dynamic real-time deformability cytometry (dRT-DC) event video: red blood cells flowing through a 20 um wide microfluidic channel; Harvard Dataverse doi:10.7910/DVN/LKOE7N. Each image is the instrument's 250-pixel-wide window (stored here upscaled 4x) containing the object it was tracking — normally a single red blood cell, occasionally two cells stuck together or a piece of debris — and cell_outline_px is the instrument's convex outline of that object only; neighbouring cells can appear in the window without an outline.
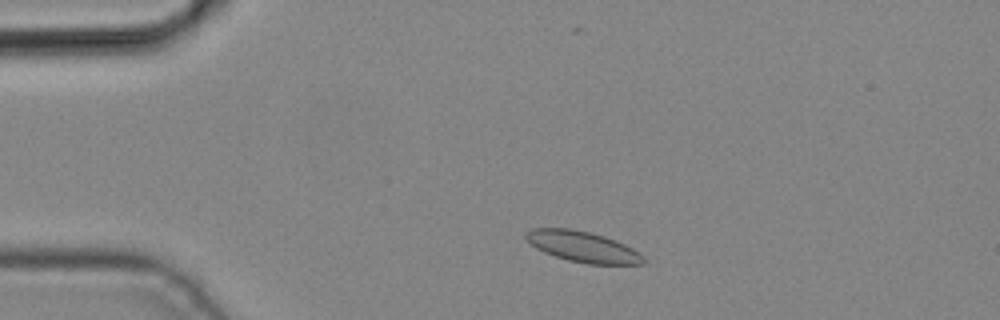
{"species": "common noctule bat (a hibernating species)", "species_latin": "Nyctalus noctula", "temperature_condition": "cold", "stored_images_in_passage": 2, "camera_frame_rate_fps": 3000, "um_per_image_px": 0.085, "animal": {"sex": "male", "body_mass_g": 19.2, "forearm_length_mm": 51.8}, "frame": {"image": 1, "passage_image": 1, "time_ms": 0.0, "image_size_px": [1000, 320], "cell_outline_px": [[648, 260], [644, 264], [588, 264], [568, 260], [544, 252], [536, 248], [524, 236], [532, 228], [572, 228], [604, 236], [616, 240], [632, 248], [644, 256]], "centroid_in_image_um": [49.58, 20.97], "position_along_channel_um": 35.4, "area_um2": 20.98}}